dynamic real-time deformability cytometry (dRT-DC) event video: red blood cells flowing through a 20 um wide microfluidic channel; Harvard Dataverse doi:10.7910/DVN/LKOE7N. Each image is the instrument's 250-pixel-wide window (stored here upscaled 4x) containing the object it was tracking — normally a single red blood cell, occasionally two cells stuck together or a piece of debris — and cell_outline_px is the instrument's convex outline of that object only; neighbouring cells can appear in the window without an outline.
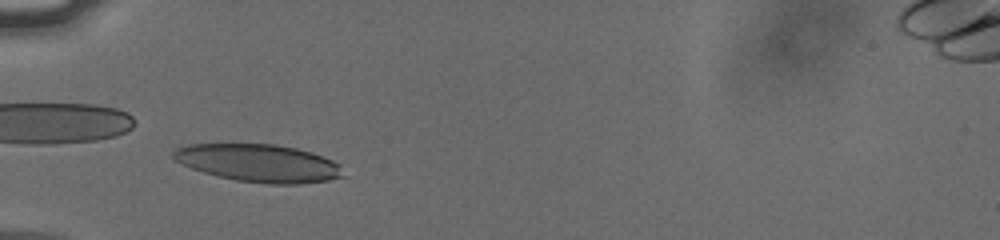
{"species": "human", "species_latin": "Homo sapiens", "temperature_condition": "cold", "stored_images_in_passage": 42, "camera_frame_rate_fps": 3000, "um_per_image_px": 0.085, "donor": {"sex": "male"}, "frame": {"image": 1, "passage_image": 8, "time_ms": 2.333, "image_size_px": [1000, 240], "cell_outline_px": [[344, 176], [328, 180], [300, 184], [272, 184], [236, 180], [204, 172], [192, 168], [176, 160], [172, 156], [172, 152], [176, 148], [188, 144], [276, 144], [296, 148], [312, 152], [332, 160], [340, 164]], "centroid_in_image_um": [22.02, 13.85], "position_along_channel_um": 63.0, "area_um2": 37.11}}
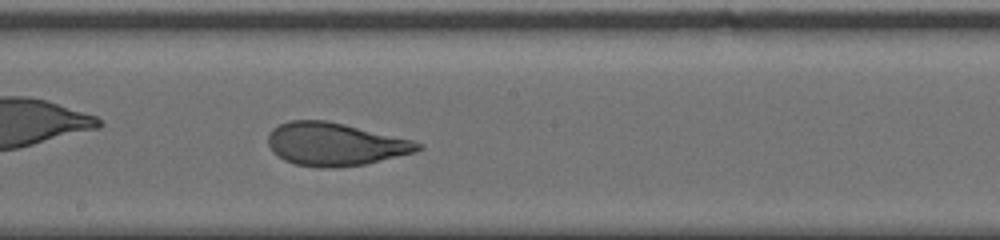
{"frame": {"image": 2, "passage_image": 21, "time_ms": 6.667, "image_size_px": [1000, 240], "cell_outline_px": [[424, 148], [416, 152], [364, 164], [336, 168], [320, 168], [296, 164], [284, 160], [272, 152], [268, 144], [268, 136], [272, 128], [288, 120], [324, 120], [344, 124], [412, 140], [424, 144]], "centroid_in_image_um": [28.47, 12.26], "position_along_channel_um": 219.7, "area_um2": 37.51}}
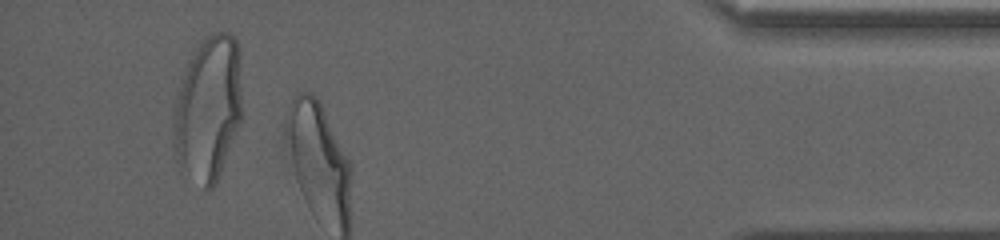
{"frame": {"image": 3, "passage_image": 39, "time_ms": 12.667, "image_size_px": [1000, 240], "cell_outline_px": [[240, 120], [216, 180], [212, 188], [204, 188], [180, 172], [176, 160], [172, 128], [172, 108], [188, 60], [200, 44], [212, 32], [228, 32], [236, 40], [240, 48]], "centroid_in_image_um": [17.64, 9.22], "position_along_channel_um": 417.6, "area_um2": 57.8}, "authors_computed_cell_mechanics": {"area_um2": 37.1654, "velocity_mm_per_s": 3.7868, "shape_relaxation_time_tau1_ms": 5.8529, "shape_relaxation_time_tau2_ms": 0.7316, "deformation_change_tau1": 0.2265, "deformation_change_tau2": 0.0666}}